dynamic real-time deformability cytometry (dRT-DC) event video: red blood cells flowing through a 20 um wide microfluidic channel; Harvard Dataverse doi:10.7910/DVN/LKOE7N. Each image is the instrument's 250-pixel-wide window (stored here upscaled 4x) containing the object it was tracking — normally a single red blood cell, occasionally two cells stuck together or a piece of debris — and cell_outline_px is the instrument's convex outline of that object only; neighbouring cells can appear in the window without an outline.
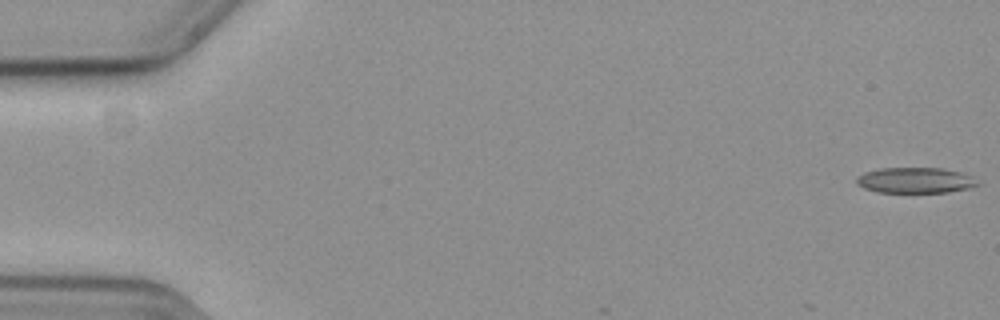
{"species": "common noctule bat (a hibernating species)", "species_latin": "Nyctalus noctula", "temperature_condition": "cold", "stored_images_in_passage": 3, "camera_frame_rate_fps": 3000, "um_per_image_px": 0.085, "animal": {"sex": "female", "body_mass_g": 19.3, "forearm_length_mm": 54.1}, "frame": {"image": 1, "passage_image": 1, "time_ms": 0.0, "image_size_px": [1000, 320], "cell_outline_px": [[980, 184], [968, 188], [948, 192], [880, 192], [864, 188], [856, 180], [856, 176], [864, 172], [880, 168], [944, 168], [960, 172], [968, 176]], "centroid_in_image_um": [77.76, 15.32], "position_along_channel_um": 7.2, "area_um2": 17.8}}